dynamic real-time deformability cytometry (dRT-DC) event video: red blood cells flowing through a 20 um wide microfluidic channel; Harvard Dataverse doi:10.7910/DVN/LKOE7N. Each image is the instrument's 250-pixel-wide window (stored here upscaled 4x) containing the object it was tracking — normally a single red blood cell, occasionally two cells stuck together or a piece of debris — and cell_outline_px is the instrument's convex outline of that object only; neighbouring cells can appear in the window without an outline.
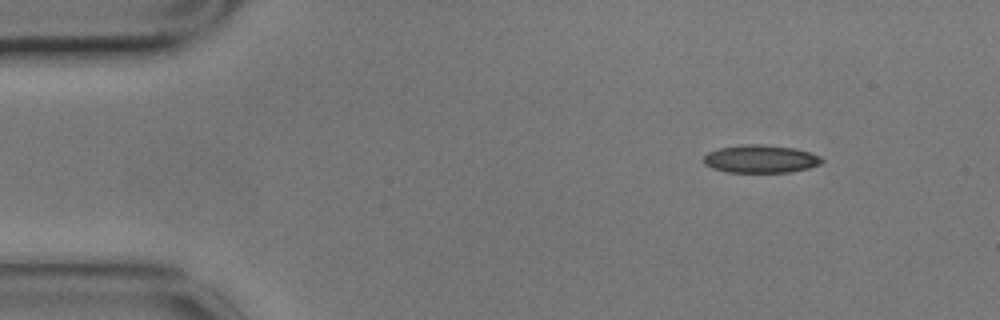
{"species": "common noctule bat (a hibernating species)", "species_latin": "Nyctalus noctula", "temperature_condition": "cold", "stored_images_in_passage": 3, "camera_frame_rate_fps": 3000, "um_per_image_px": 0.085, "animal": {"sex": "male", "body_mass_g": 17.9}, "frame": {"image": 1, "passage_image": 1, "time_ms": 0.0, "image_size_px": [1000, 320], "cell_outline_px": [[824, 160], [820, 164], [808, 168], [792, 172], [728, 172], [712, 168], [704, 164], [704, 156], [708, 152], [720, 148], [744, 144], [760, 144], [796, 148], [820, 156]], "centroid_in_image_um": [64.66, 13.51], "position_along_channel_um": 20.3, "area_um2": 19.19}}